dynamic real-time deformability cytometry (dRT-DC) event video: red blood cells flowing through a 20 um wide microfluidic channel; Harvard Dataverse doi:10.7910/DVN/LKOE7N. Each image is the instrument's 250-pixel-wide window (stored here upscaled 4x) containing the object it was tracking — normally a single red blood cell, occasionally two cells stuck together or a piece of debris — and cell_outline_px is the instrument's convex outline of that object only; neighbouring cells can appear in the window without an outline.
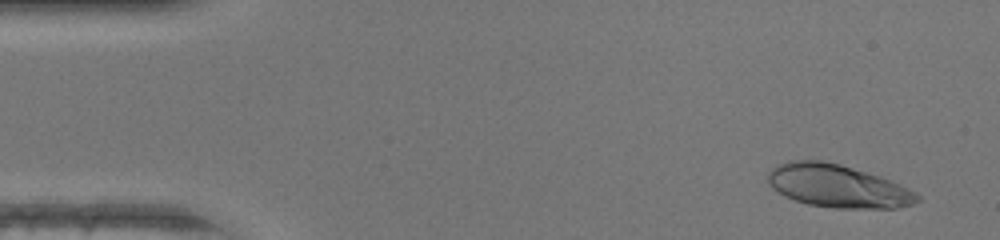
{"species": "human", "species_latin": "Homo sapiens", "temperature_condition": "warm", "stored_images_in_passage": 47, "camera_frame_rate_fps": 3000, "um_per_image_px": 0.085, "donor": {"sex": "female"}, "frame": {"image": 1, "passage_image": 3, "time_ms": 0.667, "image_size_px": [1000, 240], "cell_outline_px": [[920, 200], [912, 204], [896, 208], [836, 208], [808, 204], [796, 200], [772, 188], [768, 184], [768, 172], [776, 164], [788, 160], [824, 160], [840, 164], [880, 176], [900, 184], [920, 196]], "centroid_in_image_um": [71.18, 15.8], "position_along_channel_um": 13.8, "area_um2": 37.17}}
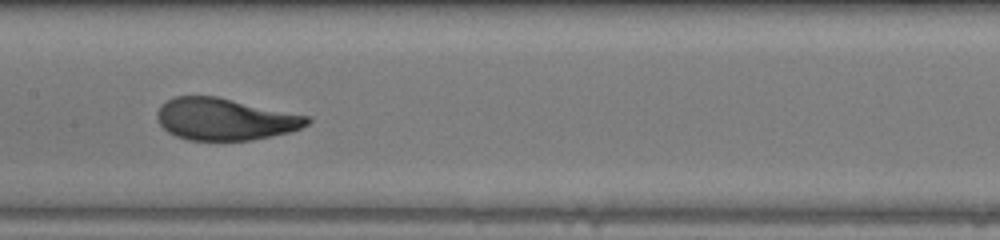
{"frame": {"image": 2, "passage_image": 23, "time_ms": 7.333, "image_size_px": [1000, 240], "cell_outline_px": [[312, 120], [308, 124], [300, 128], [288, 132], [252, 140], [188, 140], [176, 136], [168, 132], [160, 124], [156, 116], [156, 112], [160, 104], [176, 96], [216, 96], [312, 116]], "centroid_in_image_um": [19.13, 10.12], "position_along_channel_um": 188.3, "area_um2": 36.82}}
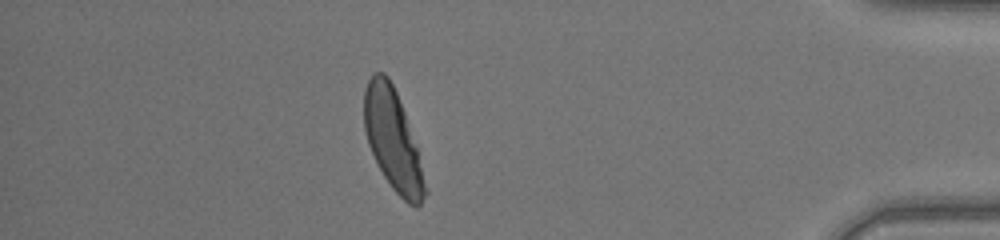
{"frame": {"image": 3, "passage_image": 41, "time_ms": 13.333, "image_size_px": [1000, 240], "cell_outline_px": [[428, 192], [420, 204], [416, 208], [408, 204], [392, 188], [384, 176], [368, 144], [364, 128], [364, 88], [368, 80], [376, 72], [384, 72], [388, 76], [396, 92], [404, 112], [416, 148]], "centroid_in_image_um": [33.37, 11.9], "position_along_channel_um": 401.8, "area_um2": 35.03}, "authors_computed_cell_mechanics": {"area_um2": 36.7608, "velocity_mm_per_s": 4.3622, "shape_relaxation_time_tau1_ms": 3.412, "shape_relaxation_time_tau2_ms": null, "deformation_change_tau1": 0.2009, "deformation_change_tau2": null}}